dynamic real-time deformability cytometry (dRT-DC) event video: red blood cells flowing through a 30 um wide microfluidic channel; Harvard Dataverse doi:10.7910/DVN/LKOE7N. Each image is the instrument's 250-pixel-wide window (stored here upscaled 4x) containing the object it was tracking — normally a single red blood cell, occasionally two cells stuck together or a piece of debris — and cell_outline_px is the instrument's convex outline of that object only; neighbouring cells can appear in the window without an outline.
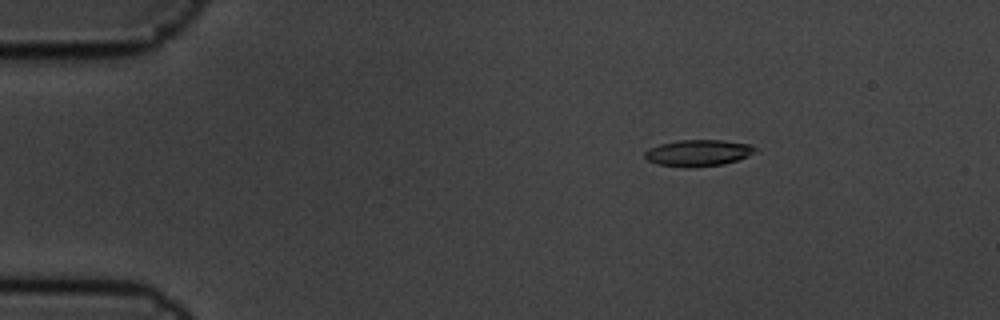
{"species": "common noctule bat (a hibernating species)", "species_latin": "Nyctalus noctula", "temperature_condition": "cold", "stored_images_in_passage": 3, "camera_frame_rate_fps": 3000, "um_per_image_px": 0.085, "animal": {"sex": "male", "body_mass_g": 19.5, "forearm_length_mm": 54.6}, "frame": {"image": 1, "passage_image": 1, "time_ms": 0.0, "image_size_px": [1000, 320], "cell_outline_px": [[756, 152], [748, 156], [724, 164], [688, 168], [656, 164], [648, 160], [644, 156], [644, 152], [648, 148], [660, 144], [680, 140], [724, 140], [752, 144], [756, 148]], "centroid_in_image_um": [59.35, 13.0], "position_along_channel_um": 25.7, "area_um2": 17.17}}